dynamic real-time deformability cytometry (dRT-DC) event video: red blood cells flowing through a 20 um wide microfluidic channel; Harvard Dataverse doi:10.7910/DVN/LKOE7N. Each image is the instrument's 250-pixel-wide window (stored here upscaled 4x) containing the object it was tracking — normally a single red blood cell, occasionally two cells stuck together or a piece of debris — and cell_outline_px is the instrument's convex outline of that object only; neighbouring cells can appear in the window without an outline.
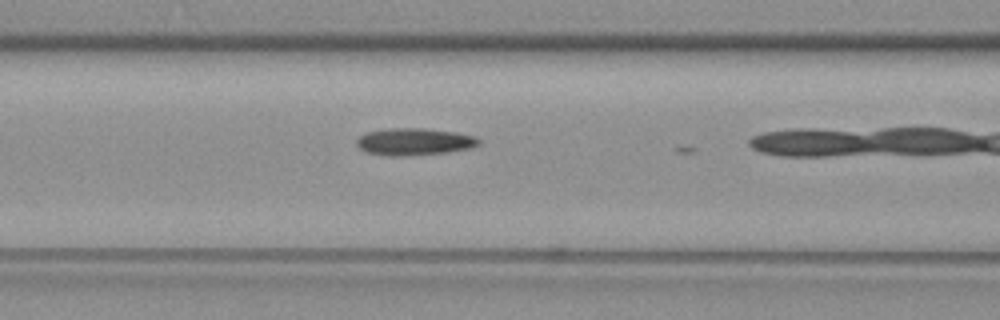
{"species": "common noctule bat (a hibernating species)", "species_latin": "Nyctalus noctula", "temperature_condition": "warm", "stored_images_in_passage": 5, "camera_frame_rate_fps": 3000, "um_per_image_px": 0.085, "animal": {"sex": "female", "body_mass_g": 19.3, "forearm_length_mm": 54.1}, "frame": {"image": 1, "passage_image": 3, "time_ms": 0.667, "image_size_px": [1000, 320], "cell_outline_px": [[480, 144], [472, 148], [448, 152], [404, 156], [388, 156], [368, 152], [360, 148], [356, 144], [356, 140], [360, 136], [368, 132], [388, 128], [424, 128], [456, 132], [476, 136], [480, 140]], "centroid_in_image_um": [35.25, 12.04], "position_along_channel_um": 131.3, "area_um2": 19.36}}